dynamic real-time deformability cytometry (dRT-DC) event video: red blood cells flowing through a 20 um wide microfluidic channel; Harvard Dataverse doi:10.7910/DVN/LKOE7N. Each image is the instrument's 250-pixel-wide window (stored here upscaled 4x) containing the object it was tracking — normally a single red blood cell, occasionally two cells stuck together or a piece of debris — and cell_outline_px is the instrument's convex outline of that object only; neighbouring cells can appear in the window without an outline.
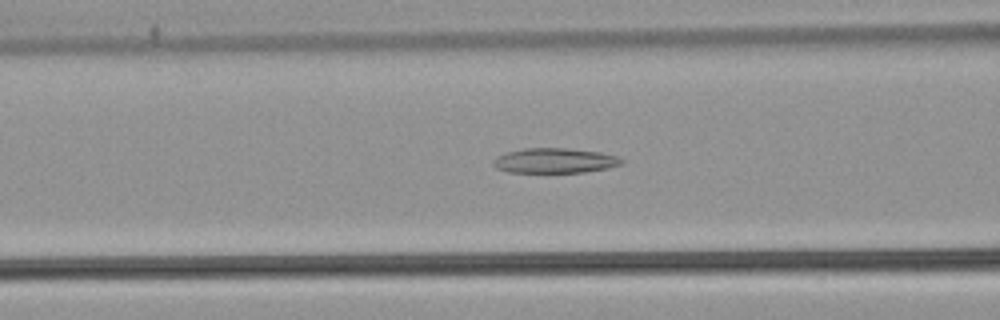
{"species": "common noctule bat (a hibernating species)", "species_latin": "Nyctalus noctula", "temperature_condition": "warm", "stored_images_in_passage": 53, "camera_frame_rate_fps": 3000, "um_per_image_px": 0.085, "animal": {"sex": "male", "body_mass_g": 21.5, "forearm_length_mm": 52.0}, "frame": {"image": 1, "passage_image": 22, "time_ms": 7.0, "image_size_px": [1000, 320], "cell_outline_px": [[624, 160], [620, 164], [608, 168], [584, 172], [508, 172], [496, 168], [492, 164], [492, 160], [496, 156], [508, 152], [524, 148], [564, 148], [600, 152], [616, 156]], "centroid_in_image_um": [47.11, 13.65], "position_along_channel_um": 119.5, "area_um2": 18.55}}
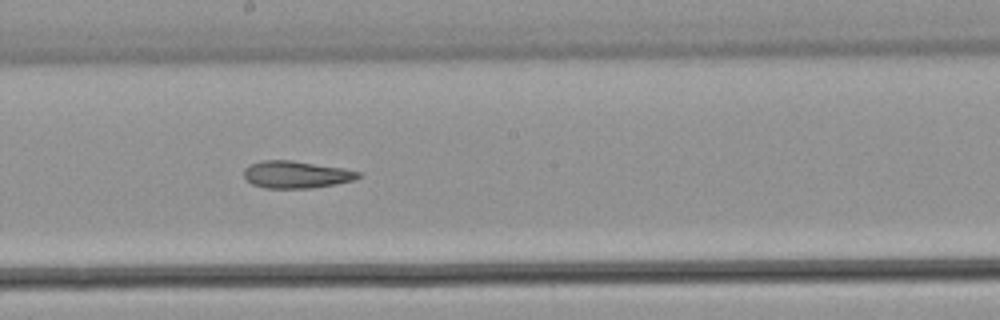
{"frame": {"image": 2, "passage_image": 30, "time_ms": 9.667, "image_size_px": [1000, 320], "cell_outline_px": [[360, 176], [352, 180], [336, 184], [312, 188], [264, 188], [252, 184], [244, 176], [244, 168], [248, 164], [264, 160], [292, 160], [344, 168], [360, 172]], "centroid_in_image_um": [25.15, 14.83], "position_along_channel_um": 223.1, "area_um2": 18.15}}
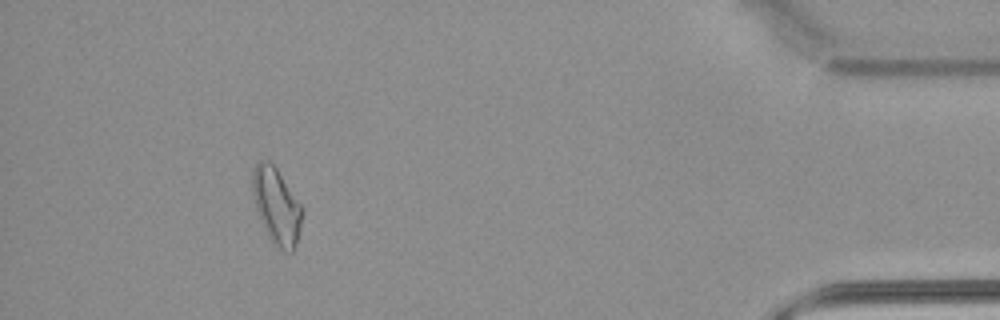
{"frame": {"image": 3, "passage_image": 49, "time_ms": 16.0, "image_size_px": [1000, 320], "cell_outline_px": [[300, 228], [296, 244], [292, 252], [288, 252], [272, 244], [260, 220], [252, 196], [252, 172], [256, 164], [260, 160], [268, 160], [276, 168], [300, 204]], "centroid_in_image_um": [23.45, 17.51], "position_along_channel_um": 411.7, "area_um2": 21.56}, "authors_computed_cell_mechanics": {"area_um2": 20.519, "velocity_mm_per_s": 3.8927, "shape_relaxation_time_tau1_ms": null, "shape_relaxation_time_tau2_ms": 5.1948, "deformation_change_tau1": null, "deformation_change_tau2": 0.139}}